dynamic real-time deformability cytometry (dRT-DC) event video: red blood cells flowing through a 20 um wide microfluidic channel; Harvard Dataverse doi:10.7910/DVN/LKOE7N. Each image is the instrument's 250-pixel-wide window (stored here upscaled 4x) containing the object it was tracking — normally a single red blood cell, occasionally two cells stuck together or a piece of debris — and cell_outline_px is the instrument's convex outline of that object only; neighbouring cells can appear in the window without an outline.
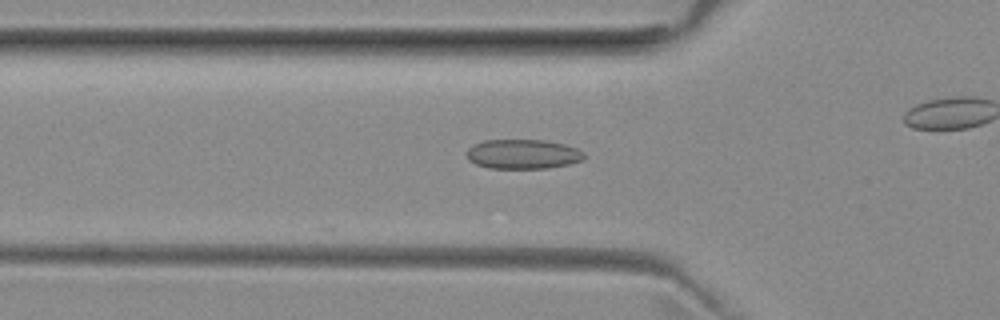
{"species": "common noctule bat (a hibernating species)", "species_latin": "Nyctalus noctula", "temperature_condition": "room temperature", "stored_images_in_passage": 27, "camera_frame_rate_fps": 3000, "um_per_image_px": 0.085, "animal": {"sex": "female", "body_mass_g": 29.2, "forearm_length_mm": 56.3}, "frame": {"image": 1, "passage_image": 3, "time_ms": 0.667, "image_size_px": [1000, 320], "cell_outline_px": [[584, 160], [568, 164], [548, 168], [488, 168], [476, 164], [468, 160], [468, 148], [472, 144], [484, 140], [544, 140], [564, 144], [576, 148], [584, 152]], "centroid_in_image_um": [44.44, 13.1], "position_along_channel_um": 81.4, "area_um2": 20.23}}
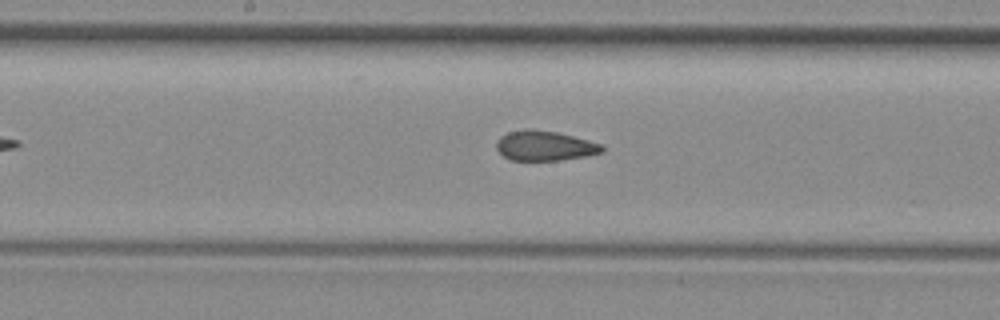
{"frame": {"image": 2, "passage_image": 12, "time_ms": 3.667, "image_size_px": [1000, 320], "cell_outline_px": [[604, 152], [588, 156], [560, 160], [512, 160], [504, 156], [496, 148], [496, 140], [500, 136], [508, 132], [528, 128], [556, 132], [588, 140], [600, 144], [604, 148]], "centroid_in_image_um": [46.29, 12.39], "position_along_channel_um": 201.9, "area_um2": 18.38}}
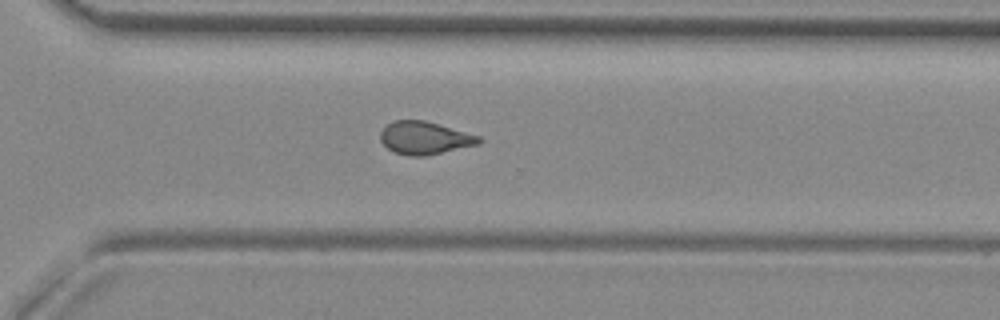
{"frame": {"image": 3, "passage_image": 22, "time_ms": 7.0, "image_size_px": [1000, 320], "cell_outline_px": [[484, 140], [480, 144], [424, 156], [408, 156], [396, 152], [388, 148], [380, 140], [380, 132], [392, 120], [424, 120], [480, 136]], "centroid_in_image_um": [36.11, 11.72], "position_along_channel_um": 334.5, "area_um2": 18.73}}